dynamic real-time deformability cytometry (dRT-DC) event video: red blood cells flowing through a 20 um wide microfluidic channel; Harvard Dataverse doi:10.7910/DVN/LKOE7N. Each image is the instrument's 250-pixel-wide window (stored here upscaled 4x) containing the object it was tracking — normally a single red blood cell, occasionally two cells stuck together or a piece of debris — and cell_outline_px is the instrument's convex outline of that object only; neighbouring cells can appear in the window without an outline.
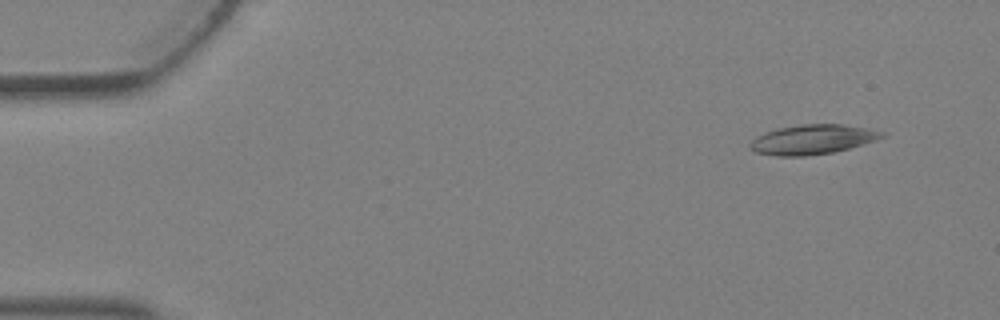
{"species": "Egyptian fruit bat (a non-hibernating species)", "species_latin": "Rousettus aegyptiacus", "temperature_condition": "warm", "stored_images_in_passage": 4, "camera_frame_rate_fps": 3000, "um_per_image_px": 0.085, "animal": {"sex": "female"}, "frame": {"image": 1, "passage_image": 1, "time_ms": 0.0, "image_size_px": [1000, 320], "cell_outline_px": [[888, 132], [884, 136], [876, 140], [848, 148], [832, 152], [804, 156], [776, 156], [756, 152], [748, 148], [748, 144], [756, 136], [780, 128], [800, 124], [844, 124]], "centroid_in_image_um": [69.06, 11.85], "position_along_channel_um": 15.9, "area_um2": 22.66}}